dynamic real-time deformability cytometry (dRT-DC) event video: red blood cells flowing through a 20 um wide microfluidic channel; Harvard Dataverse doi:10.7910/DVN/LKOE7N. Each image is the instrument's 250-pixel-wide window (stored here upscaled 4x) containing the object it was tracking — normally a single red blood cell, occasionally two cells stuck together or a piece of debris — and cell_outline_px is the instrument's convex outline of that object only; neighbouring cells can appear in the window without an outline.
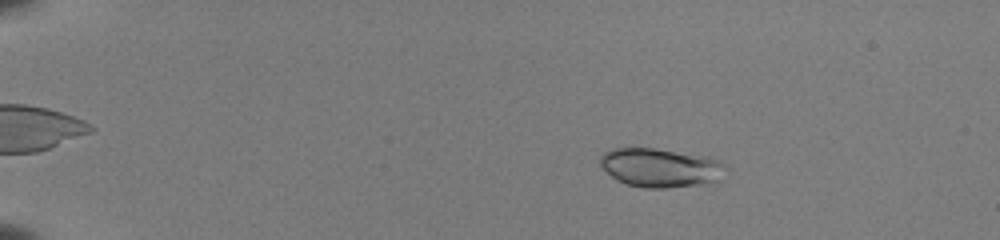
{"species": "common noctule bat (a hibernating species)", "species_latin": "Nyctalus noctula", "temperature_condition": "room temperature", "stored_images_in_passage": 53, "camera_frame_rate_fps": 3000, "um_per_image_px": 0.085, "animal": {"sex": "female", "body_mass_g": 22.0, "forearm_length_mm": 56.7}, "frame": {"image": 1, "passage_image": 10, "time_ms": 3.0, "image_size_px": [1000, 240], "cell_outline_px": [[728, 168], [716, 180], [708, 184], [668, 188], [644, 188], [628, 184], [616, 180], [600, 164], [600, 156], [604, 152], [612, 148], [652, 148], [708, 156], [720, 160]], "centroid_in_image_um": [56.16, 14.25], "position_along_channel_um": 28.8, "area_um2": 28.55}}
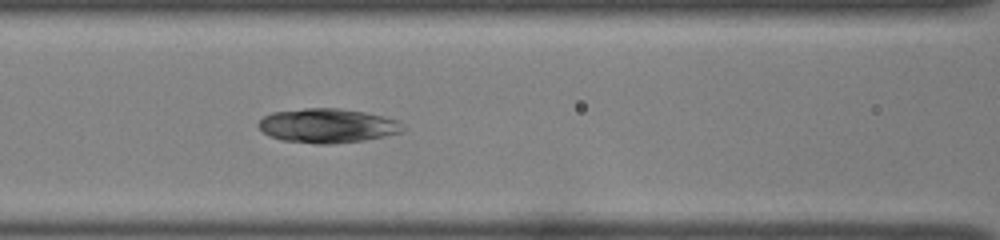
{"frame": {"image": 2, "passage_image": 26, "time_ms": 8.333, "image_size_px": [1000, 240], "cell_outline_px": [[404, 132], [364, 140], [332, 144], [316, 144], [280, 140], [268, 136], [256, 124], [264, 116], [272, 112], [304, 108], [336, 108], [364, 112], [396, 120], [404, 128]], "centroid_in_image_um": [27.78, 10.69], "position_along_channel_um": 138.8, "area_um2": 28.78}}
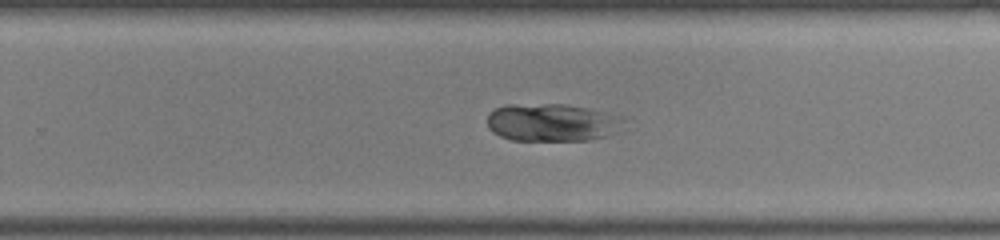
{"frame": {"image": 3, "passage_image": 37, "time_ms": 12.0, "image_size_px": [1000, 240], "cell_outline_px": [[628, 120], [620, 132], [608, 136], [592, 140], [512, 140], [500, 136], [492, 132], [488, 128], [488, 112], [496, 108], [508, 104], [564, 104], [588, 108], [624, 116]], "centroid_in_image_um": [47.01, 10.41], "position_along_channel_um": 282.8, "area_um2": 30.69}}